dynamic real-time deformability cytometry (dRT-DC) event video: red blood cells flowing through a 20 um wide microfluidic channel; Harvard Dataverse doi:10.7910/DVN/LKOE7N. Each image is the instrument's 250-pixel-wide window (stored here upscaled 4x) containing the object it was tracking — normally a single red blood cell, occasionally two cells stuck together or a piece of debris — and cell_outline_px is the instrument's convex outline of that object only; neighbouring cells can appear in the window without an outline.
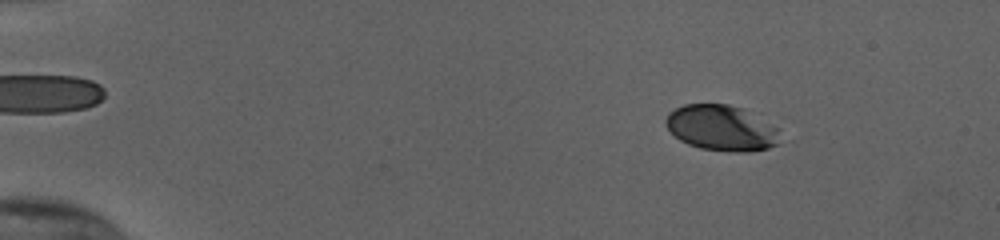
{"species": "human", "species_latin": "Homo sapiens", "temperature_condition": "cold", "stored_images_in_passage": 56, "camera_frame_rate_fps": 3000, "um_per_image_px": 0.085, "donor": {"sex": "female"}, "frame": {"image": 1, "passage_image": 9, "time_ms": 2.667, "image_size_px": [1000, 240], "cell_outline_px": [[780, 144], [768, 148], [748, 152], [736, 152], [700, 148], [688, 144], [680, 140], [664, 124], [664, 120], [668, 112], [684, 104], [728, 104], [740, 108], [780, 128]], "centroid_in_image_um": [61.34, 10.88], "position_along_channel_um": 23.7, "area_um2": 30.46}}
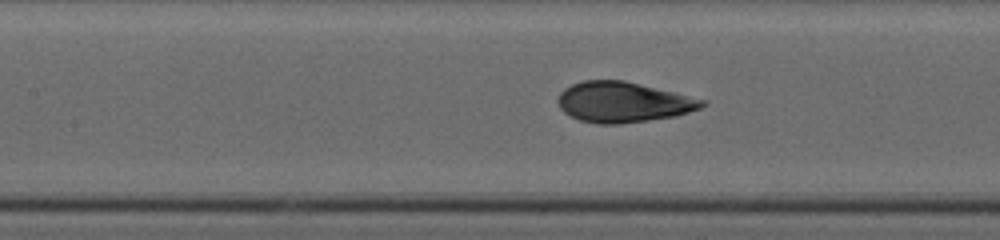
{"frame": {"image": 2, "passage_image": 28, "time_ms": 9.0, "image_size_px": [1000, 240], "cell_outline_px": [[708, 104], [700, 108], [676, 116], [620, 124], [596, 124], [580, 120], [564, 112], [560, 108], [556, 100], [560, 92], [564, 88], [572, 84], [584, 80], [624, 80], [708, 100]], "centroid_in_image_um": [52.97, 8.68], "position_along_channel_um": 154.4, "area_um2": 34.1}}
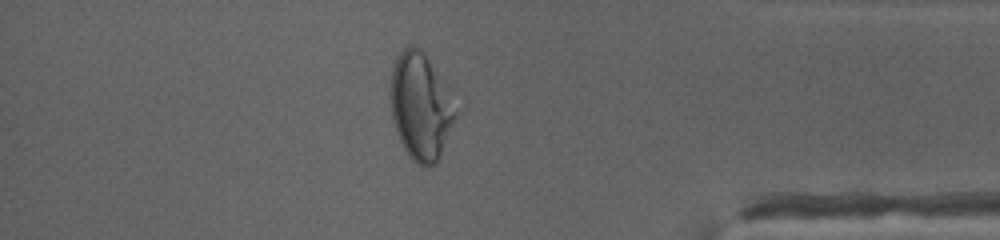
{"frame": {"image": 3, "passage_image": 49, "time_ms": 16.0, "image_size_px": [1000, 240], "cell_outline_px": [[460, 112], [440, 156], [432, 164], [424, 168], [416, 164], [408, 156], [396, 132], [392, 120], [388, 96], [388, 92], [392, 68], [396, 56], [408, 44], [412, 44], [420, 48], [424, 52]], "centroid_in_image_um": [35.72, 9.06], "position_along_channel_um": 399.5, "area_um2": 41.15}, "authors_computed_cell_mechanics": {"area_um2": 33.8708, "velocity_mm_per_s": 3.8226, "shape_relaxation_time_tau1_ms": 2.9502, "shape_relaxation_time_tau2_ms": null, "deformation_change_tau1": 0.1529, "deformation_change_tau2": null}}